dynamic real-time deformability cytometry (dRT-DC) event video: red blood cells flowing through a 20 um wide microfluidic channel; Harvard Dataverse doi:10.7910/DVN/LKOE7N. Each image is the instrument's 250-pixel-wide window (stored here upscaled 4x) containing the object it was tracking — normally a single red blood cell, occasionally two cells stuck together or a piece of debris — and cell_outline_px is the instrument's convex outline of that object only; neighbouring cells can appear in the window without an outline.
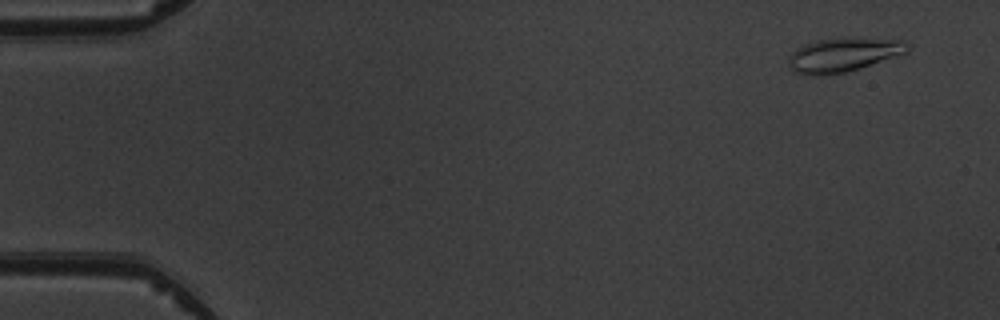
{"species": "common noctule bat (a hibernating species)", "species_latin": "Nyctalus noctula", "temperature_condition": "warm", "stored_images_in_passage": 8, "camera_frame_rate_fps": 3000, "um_per_image_px": 0.085, "animal": {"sex": "male", "body_mass_g": 19.5, "forearm_length_mm": 54.6}, "frame": {"image": 1, "passage_image": 2, "time_ms": 1.0, "image_size_px": [1000, 320], "cell_outline_px": [[908, 52], [860, 68], [844, 72], [820, 76], [804, 76], [792, 72], [788, 64], [788, 56], [796, 48], [804, 44], [816, 40], [840, 36], [848, 36], [908, 40]], "centroid_in_image_um": [71.65, 4.63], "position_along_channel_um": 13.4, "area_um2": 24.45}}
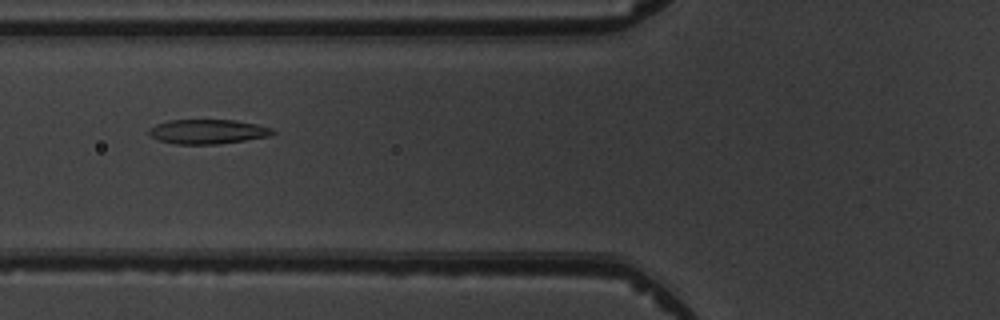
{"frame": {"image": 2, "passage_image": 6, "time_ms": 6.667, "image_size_px": [1000, 320], "cell_outline_px": [[276, 132], [268, 136], [244, 140], [216, 144], [176, 144], [160, 140], [152, 136], [148, 132], [148, 128], [156, 124], [168, 120], [232, 120], [256, 124], [272, 128]], "centroid_in_image_um": [17.63, 11.18], "position_along_channel_um": 108.2, "area_um2": 17.46}}
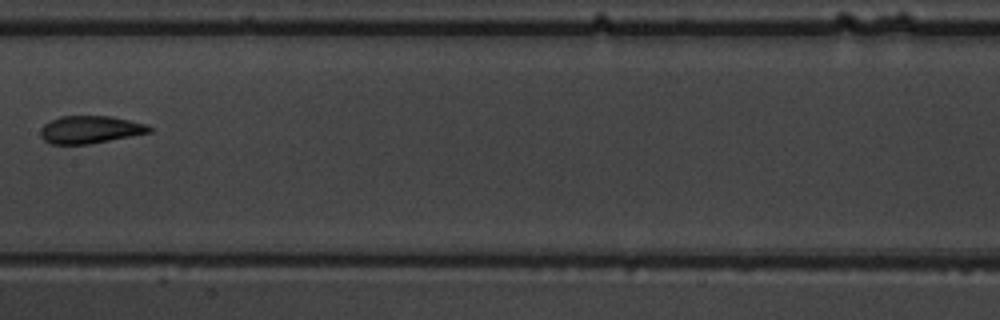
{"frame": {"image": 3, "passage_image": 8, "time_ms": 9.0, "image_size_px": [1000, 320], "cell_outline_px": [[152, 132], [88, 144], [48, 144], [40, 136], [40, 128], [44, 124], [60, 116], [112, 116], [148, 124], [152, 128]], "centroid_in_image_um": [7.66, 11.01], "position_along_channel_um": 199.7, "area_um2": 17.57}}